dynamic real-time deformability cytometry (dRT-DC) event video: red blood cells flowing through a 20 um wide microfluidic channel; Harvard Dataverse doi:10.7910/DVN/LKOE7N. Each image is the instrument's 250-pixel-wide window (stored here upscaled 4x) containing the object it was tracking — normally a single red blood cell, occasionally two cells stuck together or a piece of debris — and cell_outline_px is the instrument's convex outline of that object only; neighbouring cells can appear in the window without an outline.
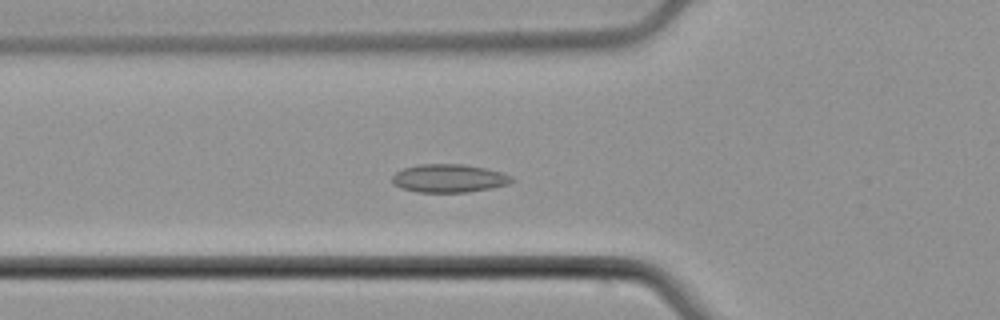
{"species": "common noctule bat (a hibernating species)", "species_latin": "Nyctalus noctula", "temperature_condition": "cold", "stored_images_in_passage": 54, "camera_frame_rate_fps": 3000, "um_per_image_px": 0.085, "animal": {"sex": "male", "body_mass_g": 21.5, "forearm_length_mm": 52.0}, "frame": {"image": 1, "passage_image": 19, "time_ms": 6.0, "image_size_px": [1000, 320], "cell_outline_px": [[516, 180], [508, 184], [492, 188], [468, 192], [416, 192], [400, 188], [392, 184], [392, 176], [396, 172], [404, 168], [420, 164], [464, 164], [484, 168], [500, 172], [512, 176]], "centroid_in_image_um": [38.15, 15.16], "position_along_channel_um": 87.6, "area_um2": 19.77}}
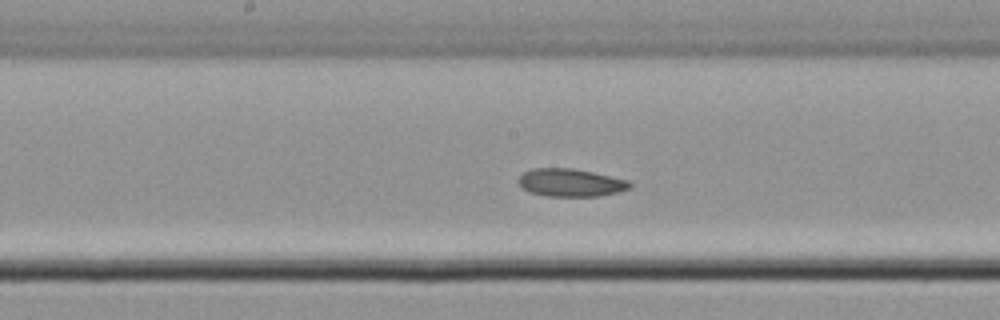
{"frame": {"image": 2, "passage_image": 28, "time_ms": 9.0, "image_size_px": [1000, 320], "cell_outline_px": [[632, 188], [616, 192], [596, 196], [548, 196], [532, 192], [520, 188], [516, 180], [524, 172], [532, 168], [572, 168], [592, 172], [628, 180], [632, 184]], "centroid_in_image_um": [48.47, 15.52], "position_along_channel_um": 199.7, "area_um2": 18.03}}
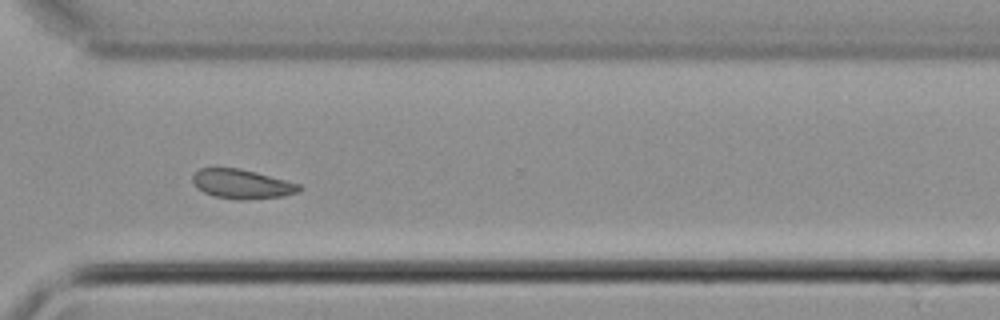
{"frame": {"image": 3, "passage_image": 40, "time_ms": 13.0, "image_size_px": [1000, 320], "cell_outline_px": [[304, 188], [296, 192], [284, 196], [244, 200], [236, 200], [216, 196], [204, 192], [196, 188], [192, 180], [192, 176], [200, 168], [240, 168], [256, 172], [300, 184]], "centroid_in_image_um": [20.56, 15.64], "position_along_channel_um": 350.0, "area_um2": 18.21}}